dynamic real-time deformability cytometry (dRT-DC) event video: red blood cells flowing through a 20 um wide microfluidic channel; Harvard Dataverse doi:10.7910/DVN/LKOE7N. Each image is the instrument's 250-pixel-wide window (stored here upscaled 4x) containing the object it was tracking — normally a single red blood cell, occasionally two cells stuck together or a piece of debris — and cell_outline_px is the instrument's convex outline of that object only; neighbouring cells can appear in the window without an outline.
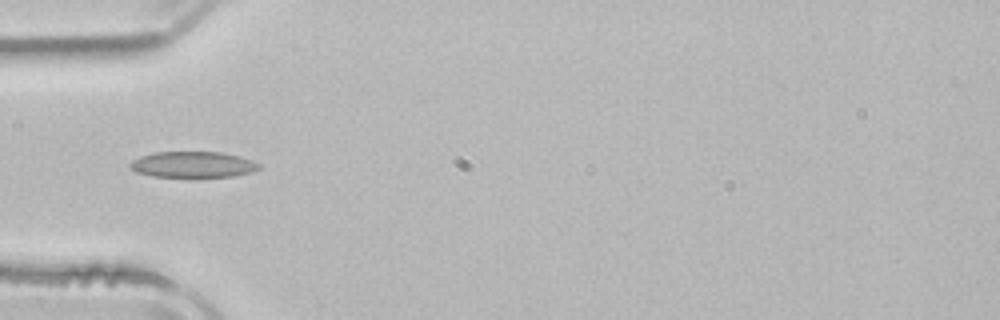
{"species": "common noctule bat (a hibernating species)", "species_latin": "Nyctalus noctula", "temperature_condition": "room temperature", "stored_images_in_passage": 2, "camera_frame_rate_fps": 3000, "um_per_image_px": 0.085, "animal": {"sex": "male", "body_mass_g": 21.5, "forearm_length_mm": 52.0}, "frame": {"image": 1, "passage_image": 2, "time_ms": 1.667, "image_size_px": [1000, 320], "cell_outline_px": [[260, 168], [252, 172], [232, 176], [152, 176], [136, 172], [128, 164], [132, 160], [140, 156], [152, 152], [220, 152], [240, 156], [252, 160], [260, 164]], "centroid_in_image_um": [16.39, 13.97], "position_along_channel_um": 68.6, "area_um2": 19.36}}